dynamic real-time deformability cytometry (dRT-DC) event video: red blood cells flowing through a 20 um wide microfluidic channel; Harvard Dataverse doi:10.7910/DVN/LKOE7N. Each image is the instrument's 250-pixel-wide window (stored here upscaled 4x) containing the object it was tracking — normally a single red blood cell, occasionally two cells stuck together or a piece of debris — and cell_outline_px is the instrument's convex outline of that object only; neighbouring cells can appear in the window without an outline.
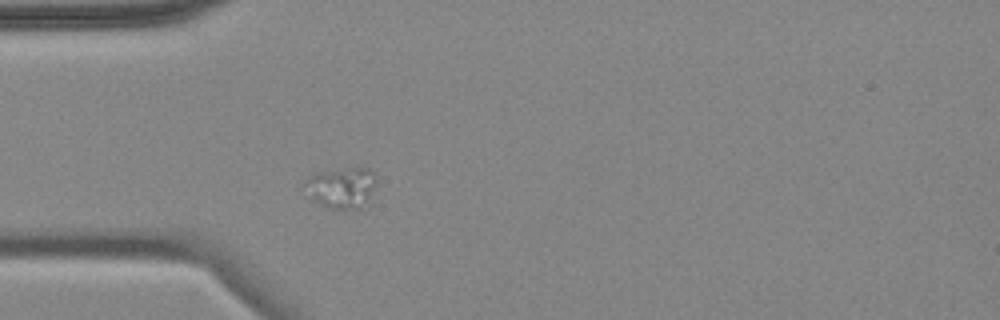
{"species": "common noctule bat (a hibernating species)", "species_latin": "Nyctalus noctula", "temperature_condition": "cold", "stored_images_in_passage": 1, "camera_frame_rate_fps": 3000, "um_per_image_px": 0.085, "animal": {"sex": "female", "body_mass_g": 18.4}, "frame": {"image": 1, "passage_image": 1, "time_ms": 0.0, "image_size_px": [1000, 320], "cell_outline_px": [[376, 180], [368, 200], [360, 208], [332, 208], [320, 204], [312, 200], [308, 180], [308, 176], [316, 172], [348, 168], [368, 168], [376, 176]], "centroid_in_image_um": [29.08, 15.93], "position_along_channel_um": 55.9, "area_um2": 16.3}}